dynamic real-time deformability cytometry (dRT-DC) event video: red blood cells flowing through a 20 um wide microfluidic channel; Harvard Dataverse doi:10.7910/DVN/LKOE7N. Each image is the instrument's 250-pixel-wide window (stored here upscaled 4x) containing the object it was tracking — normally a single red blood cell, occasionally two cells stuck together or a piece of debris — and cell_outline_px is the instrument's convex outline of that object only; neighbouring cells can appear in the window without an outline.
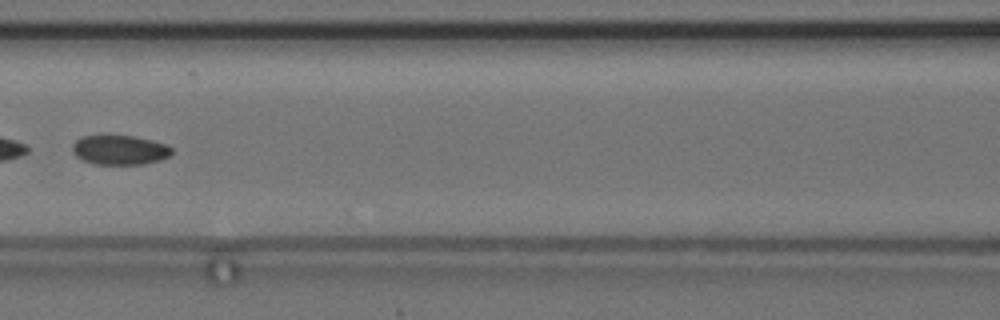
{"species": "common noctule bat (a hibernating species)", "species_latin": "Nyctalus noctula", "temperature_condition": "cold", "stored_images_in_passage": 9, "segment_of_instrument_passage": [2, 2], "camera_frame_rate_fps": 3000, "um_per_image_px": 0.085, "animal": {"sex": "female", "body_mass_g": 24.6, "forearm_length_mm": 56.2}, "frame": {"image": 1, "passage_image": 7, "time_ms": 7.667, "image_size_px": [1000, 320], "cell_outline_px": [[172, 152], [168, 156], [160, 160], [144, 164], [92, 164], [76, 156], [72, 152], [72, 144], [76, 140], [84, 136], [132, 136], [152, 140], [168, 144], [172, 148]], "centroid_in_image_um": [10.18, 12.75], "position_along_channel_um": 156.4, "area_um2": 17.05}}